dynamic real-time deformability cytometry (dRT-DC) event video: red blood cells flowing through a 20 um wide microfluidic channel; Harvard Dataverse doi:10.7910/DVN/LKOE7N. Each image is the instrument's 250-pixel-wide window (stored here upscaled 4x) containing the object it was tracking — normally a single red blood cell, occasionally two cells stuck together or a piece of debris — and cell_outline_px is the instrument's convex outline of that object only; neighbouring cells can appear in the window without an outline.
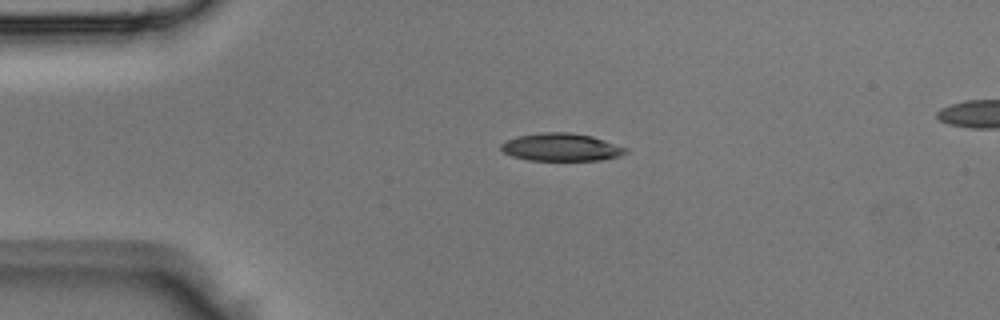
{"species": "Egyptian fruit bat (a non-hibernating species)", "species_latin": "Rousettus aegyptiacus", "temperature_condition": "room temperature", "stored_images_in_passage": 3, "segment_of_instrument_passage": [1, 2], "camera_frame_rate_fps": 3000, "um_per_image_px": 0.085, "animal": {"sex": "male"}, "frame": {"image": 1, "passage_image": 1, "time_ms": 0.0, "image_size_px": [1000, 320], "cell_outline_px": [[628, 152], [620, 156], [604, 160], [528, 160], [512, 156], [504, 152], [500, 148], [500, 144], [508, 140], [520, 136], [544, 132], [568, 132], [592, 136], [628, 148]], "centroid_in_image_um": [47.74, 12.52], "position_along_channel_um": 37.3, "area_um2": 20.06}}